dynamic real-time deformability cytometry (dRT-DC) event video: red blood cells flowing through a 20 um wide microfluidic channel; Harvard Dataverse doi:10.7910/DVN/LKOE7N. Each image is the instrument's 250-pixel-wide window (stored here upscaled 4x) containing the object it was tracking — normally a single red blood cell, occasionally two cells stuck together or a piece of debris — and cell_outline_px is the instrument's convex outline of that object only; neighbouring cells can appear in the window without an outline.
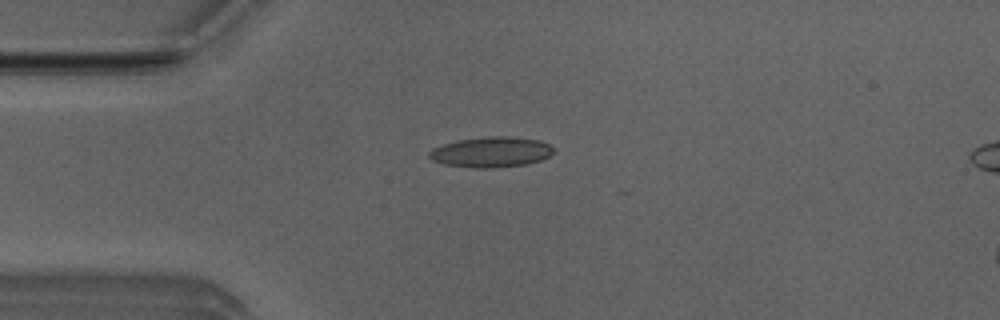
{"species": "Egyptian fruit bat (a non-hibernating species)", "species_latin": "Rousettus aegyptiacus", "temperature_condition": "room temperature", "stored_images_in_passage": 4, "camera_frame_rate_fps": 3000, "um_per_image_px": 0.085, "animal": {"sex": "male"}, "frame": {"image": 1, "passage_image": 3, "time_ms": 0.667, "image_size_px": [1000, 320], "cell_outline_px": [[556, 148], [548, 156], [540, 160], [524, 164], [492, 168], [476, 168], [444, 164], [432, 160], [428, 156], [428, 152], [432, 148], [444, 144], [460, 140], [484, 136], [508, 136], [540, 140]], "centroid_in_image_um": [41.74, 12.92], "position_along_channel_um": 43.3, "area_um2": 21.96}}